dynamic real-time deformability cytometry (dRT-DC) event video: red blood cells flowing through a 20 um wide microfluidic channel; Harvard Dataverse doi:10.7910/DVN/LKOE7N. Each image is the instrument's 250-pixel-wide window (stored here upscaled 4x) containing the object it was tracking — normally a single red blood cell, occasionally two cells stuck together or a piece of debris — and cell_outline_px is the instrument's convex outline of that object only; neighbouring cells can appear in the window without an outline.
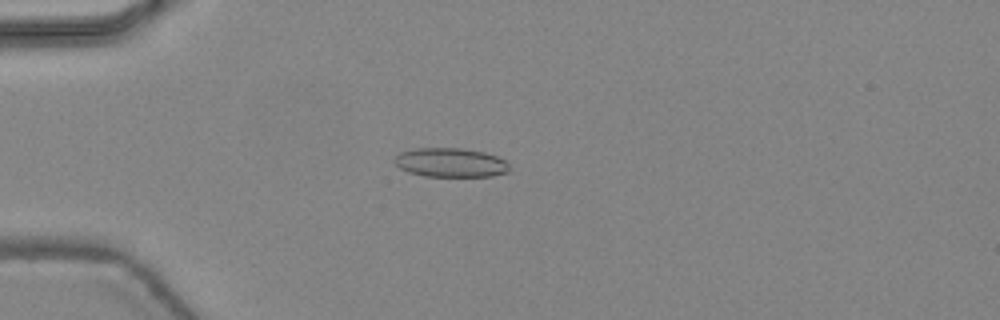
{"species": "common noctule bat (a hibernating species)", "species_latin": "Nyctalus noctula", "temperature_condition": "warm", "stored_images_in_passage": 47, "camera_frame_rate_fps": 3000, "um_per_image_px": 0.085, "animal": {"sex": "female", "body_mass_g": 24.6, "forearm_length_mm": 56.2}, "frame": {"image": 1, "passage_image": 14, "time_ms": 4.333, "image_size_px": [1000, 320], "cell_outline_px": [[512, 168], [508, 172], [492, 176], [424, 176], [408, 172], [400, 168], [396, 164], [396, 156], [400, 152], [416, 148], [460, 148], [484, 152], [496, 156], [504, 160]], "centroid_in_image_um": [38.32, 13.82], "position_along_channel_um": 46.7, "area_um2": 19.42}}
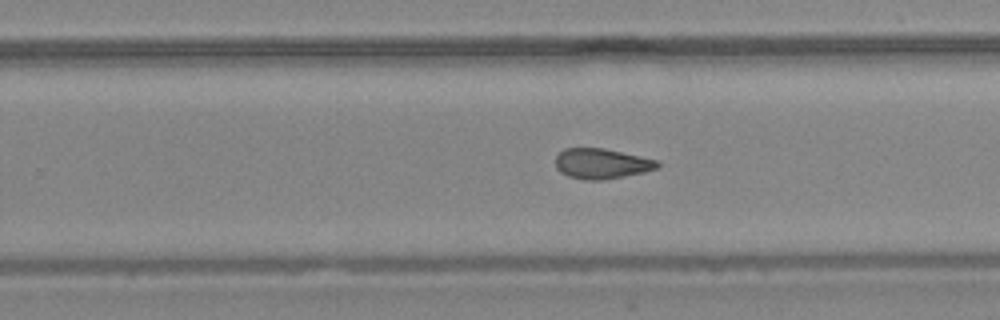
{"frame": {"image": 2, "passage_image": 31, "time_ms": 10.0, "image_size_px": [1000, 320], "cell_outline_px": [[660, 164], [656, 168], [644, 172], [604, 180], [584, 180], [568, 176], [560, 172], [556, 168], [556, 156], [564, 148], [604, 148], [660, 160]], "centroid_in_image_um": [51.14, 13.91], "position_along_channel_um": 278.7, "area_um2": 18.09}}
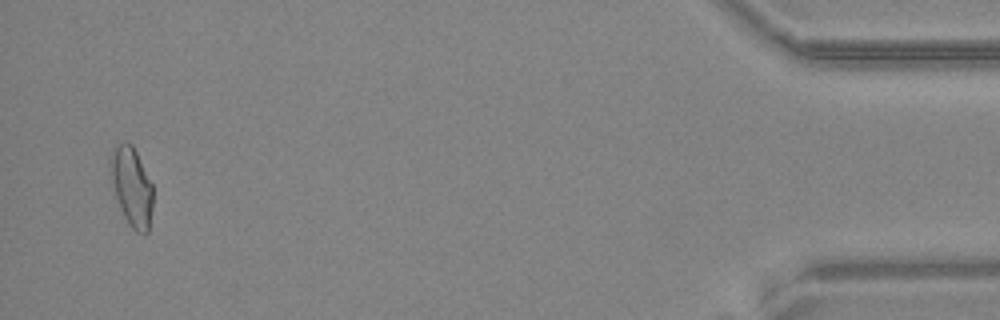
{"frame": {"image": 3, "passage_image": 46, "time_ms": 15.0, "image_size_px": [1000, 320], "cell_outline_px": [[152, 208], [148, 232], [136, 232], [128, 224], [120, 208], [112, 184], [112, 148], [116, 144], [124, 140], [132, 144], [152, 184]], "centroid_in_image_um": [11.21, 15.86], "position_along_channel_um": 424.0, "area_um2": 19.13}, "authors_computed_cell_mechanics": {"area_um2": 19.1318, "velocity_mm_per_s": 4.4903, "shape_relaxation_time_tau1_ms": null, "shape_relaxation_time_tau2_ms": 2.8488, "deformation_change_tau1": null, "deformation_change_tau2": 0.1018}}